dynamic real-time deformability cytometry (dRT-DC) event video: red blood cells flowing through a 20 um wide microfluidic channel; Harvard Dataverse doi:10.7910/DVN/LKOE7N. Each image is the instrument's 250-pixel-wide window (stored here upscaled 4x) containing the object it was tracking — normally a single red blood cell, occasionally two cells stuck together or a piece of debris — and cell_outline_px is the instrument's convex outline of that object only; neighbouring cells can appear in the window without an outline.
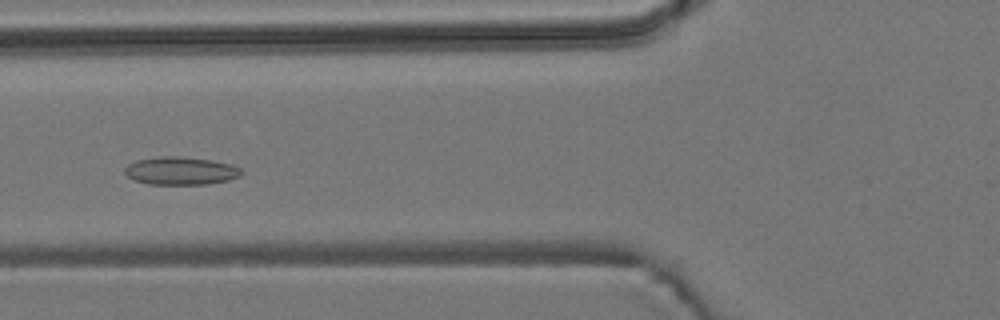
{"species": "common noctule bat (a hibernating species)", "species_latin": "Nyctalus noctula", "temperature_condition": "room temperature", "stored_images_in_passage": 7, "camera_frame_rate_fps": 3000, "um_per_image_px": 0.085, "animal": {"sex": "male", "body_mass_g": 19.2, "forearm_length_mm": 51.8}, "frame": {"image": 1, "passage_image": 7, "time_ms": 2.0, "image_size_px": [1000, 320], "cell_outline_px": [[244, 172], [240, 176], [228, 180], [208, 184], [148, 184], [136, 180], [128, 176], [124, 172], [124, 168], [128, 164], [136, 160], [160, 156], [176, 156], [212, 160], [232, 164], [240, 168]], "centroid_in_image_um": [15.38, 14.51], "position_along_channel_um": 110.4, "area_um2": 19.02}}